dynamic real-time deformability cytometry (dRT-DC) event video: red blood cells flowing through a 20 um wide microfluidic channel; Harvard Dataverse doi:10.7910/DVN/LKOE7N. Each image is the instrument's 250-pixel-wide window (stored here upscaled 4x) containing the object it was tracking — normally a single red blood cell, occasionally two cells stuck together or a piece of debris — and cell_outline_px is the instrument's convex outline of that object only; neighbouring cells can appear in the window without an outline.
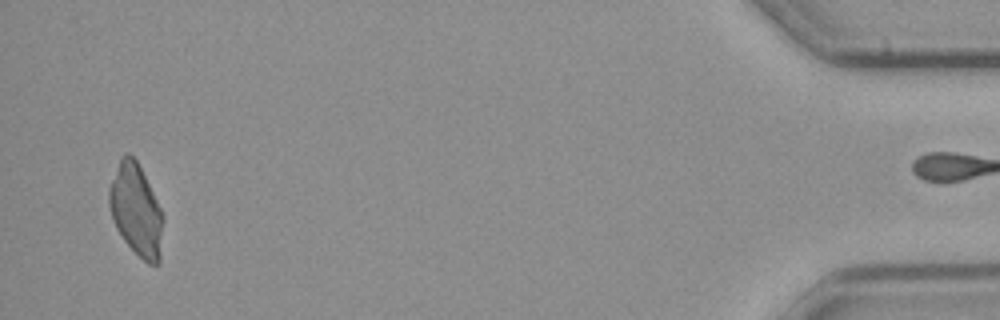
{"species": "common noctule bat (a hibernating species)", "species_latin": "Nyctalus noctula", "temperature_condition": "cold", "stored_images_in_passage": 40, "camera_frame_rate_fps": 3000, "um_per_image_px": 0.085, "animal": {"sex": "male", "body_mass_g": 23.1, "forearm_length_mm": 52.7}, "frame": {"image": 1, "passage_image": 39, "time_ms": 12.667, "image_size_px": [1000, 320], "cell_outline_px": [[164, 220], [160, 264], [148, 264], [124, 240], [116, 228], [108, 204], [108, 188], [120, 160], [124, 152], [128, 152], [136, 160], [164, 216]], "centroid_in_image_um": [11.58, 17.88], "position_along_channel_um": 423.6, "area_um2": 28.55}}